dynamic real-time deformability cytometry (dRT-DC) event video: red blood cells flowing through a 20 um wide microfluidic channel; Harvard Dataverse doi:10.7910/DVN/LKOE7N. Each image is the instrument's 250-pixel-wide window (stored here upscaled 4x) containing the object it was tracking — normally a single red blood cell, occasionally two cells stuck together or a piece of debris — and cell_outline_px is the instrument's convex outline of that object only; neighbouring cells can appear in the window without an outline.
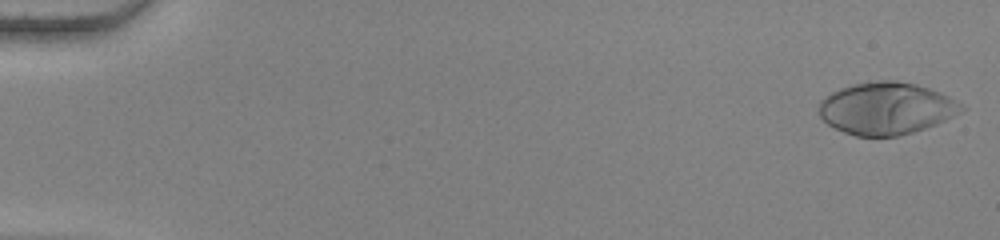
{"species": "human", "species_latin": "Homo sapiens", "temperature_condition": "warm", "stored_images_in_passage": 54, "camera_frame_rate_fps": 3000, "um_per_image_px": 0.085, "donor": {"sex": "female"}, "frame": {"image": 1, "passage_image": 1, "time_ms": 0.0, "image_size_px": [1000, 240], "cell_outline_px": [[968, 108], [936, 124], [900, 136], [856, 136], [844, 132], [828, 124], [820, 116], [820, 100], [832, 92], [840, 88], [852, 84], [880, 80], [896, 80], [916, 84], [940, 92], [948, 96]], "centroid_in_image_um": [75.34, 9.2], "position_along_channel_um": 9.7, "area_um2": 43.12}}
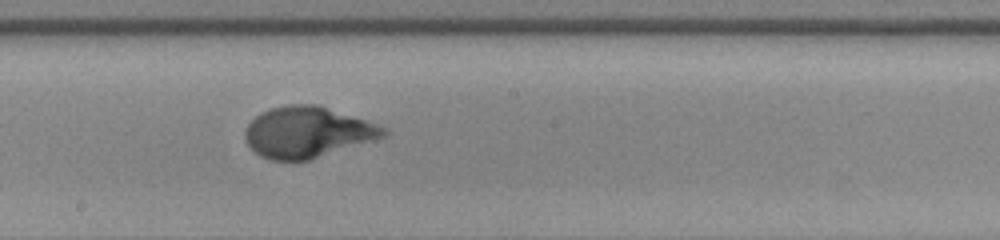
{"frame": {"image": 2, "passage_image": 31, "time_ms": 10.0, "image_size_px": [1000, 240], "cell_outline_px": [[392, 132], [388, 136], [308, 160], [272, 160], [260, 156], [244, 140], [244, 132], [248, 124], [260, 112], [272, 108], [288, 104], [316, 104], [388, 128]], "centroid_in_image_um": [26.14, 11.24], "position_along_channel_um": 222.1, "area_um2": 40.98}}
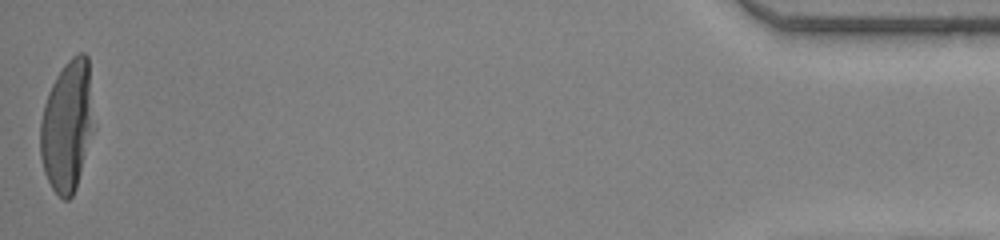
{"frame": {"image": 3, "passage_image": 54, "time_ms": 17.667, "image_size_px": [1000, 240], "cell_outline_px": [[96, 128], [76, 188], [72, 196], [68, 200], [64, 200], [52, 188], [44, 172], [40, 156], [40, 120], [44, 104], [48, 92], [56, 76], [64, 64], [76, 52], [84, 52], [88, 56]], "centroid_in_image_um": [5.75, 10.67], "position_along_channel_um": 429.4, "area_um2": 41.96}, "authors_computed_cell_mechanics": {"area_um2": 40.749, "velocity_mm_per_s": 3.8186, "shape_relaxation_time_tau1_ms": 3.9592, "shape_relaxation_time_tau2_ms": null, "deformation_change_tau1": 0.2784, "deformation_change_tau2": null}}